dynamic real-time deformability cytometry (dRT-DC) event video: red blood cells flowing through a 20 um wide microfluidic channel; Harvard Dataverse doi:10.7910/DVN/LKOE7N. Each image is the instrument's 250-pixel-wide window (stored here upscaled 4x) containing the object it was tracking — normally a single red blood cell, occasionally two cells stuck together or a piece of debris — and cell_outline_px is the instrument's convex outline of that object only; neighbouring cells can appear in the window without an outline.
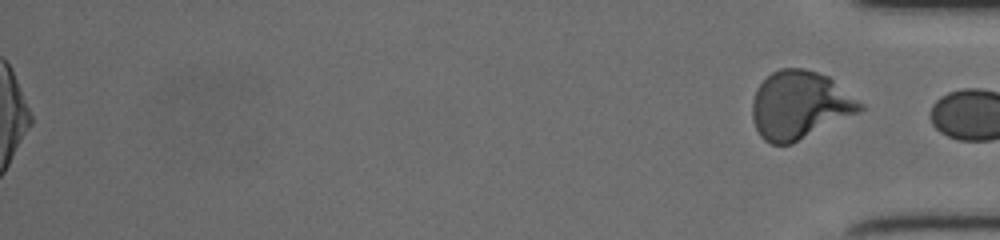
{"species": "human", "species_latin": "Homo sapiens", "temperature_condition": "cold", "stored_images_in_passage": 48, "segment_of_instrument_passage": [2, 2], "camera_frame_rate_fps": 3000, "um_per_image_px": 0.085, "donor": {"sex": "female"}, "frame": {"image": 1, "passage_image": 48, "time_ms": 15.667, "image_size_px": [1000, 240], "cell_outline_px": [[864, 108], [860, 112], [792, 144], [772, 144], [764, 140], [760, 136], [752, 120], [752, 100], [756, 88], [772, 72], [780, 68], [804, 68], [828, 76], [864, 104]], "centroid_in_image_um": [67.96, 8.94], "position_along_channel_um": 367.2, "area_um2": 42.77}}